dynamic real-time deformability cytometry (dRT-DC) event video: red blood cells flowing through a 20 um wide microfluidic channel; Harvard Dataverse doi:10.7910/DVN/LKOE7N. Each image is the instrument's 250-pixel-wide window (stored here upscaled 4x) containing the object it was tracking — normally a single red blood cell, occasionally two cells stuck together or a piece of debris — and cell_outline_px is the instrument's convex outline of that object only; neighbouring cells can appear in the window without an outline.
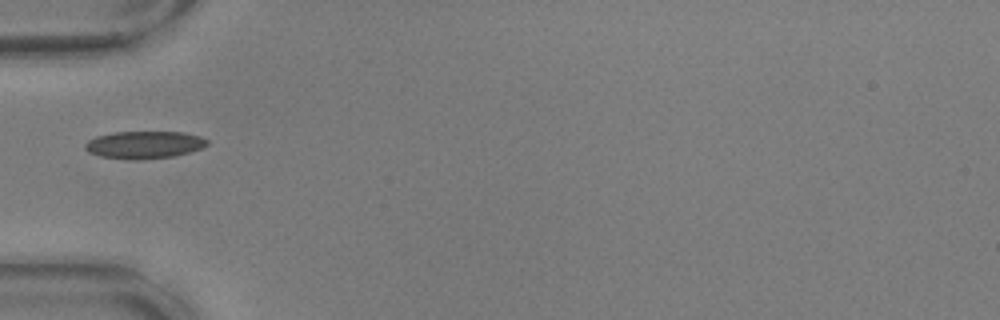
{"species": "common noctule bat (a hibernating species)", "species_latin": "Nyctalus noctula", "temperature_condition": "warm", "stored_images_in_passage": 35, "camera_frame_rate_fps": 3000, "um_per_image_px": 0.085, "animal": {"sex": "male", "body_mass_g": 17.9, "forearm_length_mm": 54.2}, "frame": {"image": 1, "passage_image": 1, "time_ms": 0.0, "image_size_px": [1000, 320], "cell_outline_px": [[208, 144], [200, 148], [188, 152], [172, 156], [136, 160], [100, 156], [88, 152], [84, 148], [84, 144], [88, 140], [96, 136], [116, 132], [184, 132], [200, 136], [208, 140]], "centroid_in_image_um": [12.23, 12.3], "position_along_channel_um": 72.8, "area_um2": 19.36}}
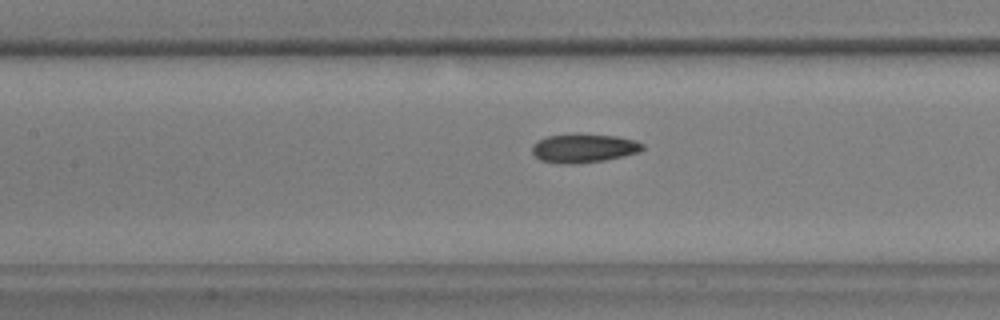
{"frame": {"image": 2, "passage_image": 8, "time_ms": 2.333, "image_size_px": [1000, 320], "cell_outline_px": [[644, 148], [640, 152], [624, 156], [604, 160], [576, 164], [560, 164], [540, 160], [532, 152], [532, 144], [548, 136], [616, 136], [636, 140], [644, 144]], "centroid_in_image_um": [49.65, 12.64], "position_along_channel_um": 157.8, "area_um2": 17.98}}
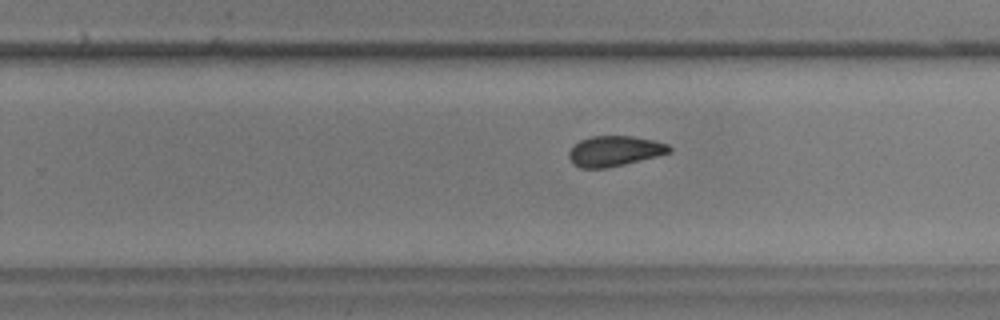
{"frame": {"image": 3, "passage_image": 18, "time_ms": 5.667, "image_size_px": [1000, 320], "cell_outline_px": [[672, 152], [608, 168], [580, 168], [572, 164], [568, 156], [568, 152], [580, 140], [592, 136], [632, 136], [652, 140], [668, 144], [672, 148]], "centroid_in_image_um": [52.22, 12.84], "position_along_channel_um": 277.6, "area_um2": 17.69}, "authors_computed_cell_mechanics": {"area_um2": 18.0914, "velocity_mm_per_s": 3.6087, "shape_relaxation_time_tau1_ms": null, "shape_relaxation_time_tau2_ms": 2.3544, "deformation_change_tau1": null, "deformation_change_tau2": 0.0629}}